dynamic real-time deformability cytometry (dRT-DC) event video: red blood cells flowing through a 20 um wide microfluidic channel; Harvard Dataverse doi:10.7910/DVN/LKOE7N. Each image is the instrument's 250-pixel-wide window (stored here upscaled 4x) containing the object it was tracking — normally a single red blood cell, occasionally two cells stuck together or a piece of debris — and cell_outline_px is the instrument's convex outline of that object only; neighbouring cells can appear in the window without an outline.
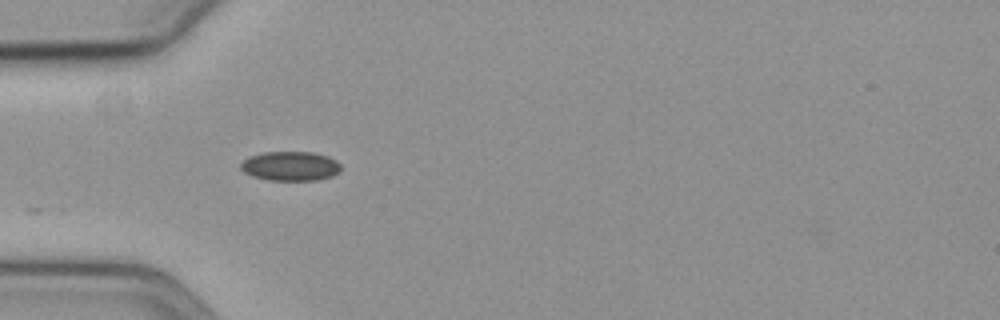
{"species": "common noctule bat (a hibernating species)", "species_latin": "Nyctalus noctula", "temperature_condition": "cold", "stored_images_in_passage": 41, "camera_frame_rate_fps": 3000, "um_per_image_px": 0.085, "animal": {"sex": "female", "body_mass_g": 19.3, "forearm_length_mm": 54.1}, "frame": {"image": 1, "passage_image": 1, "time_ms": 0.0, "image_size_px": [1000, 320], "cell_outline_px": [[340, 172], [332, 176], [316, 180], [268, 180], [252, 176], [244, 172], [240, 168], [240, 164], [248, 156], [264, 152], [312, 152], [328, 156], [336, 160], [340, 164]], "centroid_in_image_um": [24.68, 14.11], "position_along_channel_um": 60.3, "area_um2": 17.22}}
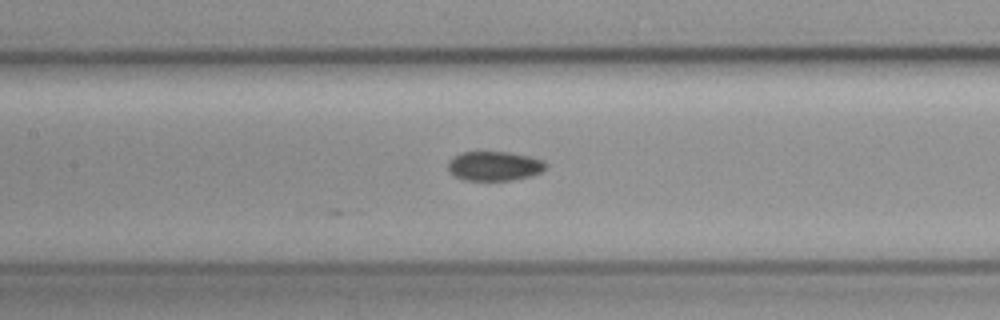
{"frame": {"image": 2, "passage_image": 10, "time_ms": 3.0, "image_size_px": [1000, 320], "cell_outline_px": [[548, 164], [540, 172], [532, 176], [512, 180], [464, 180], [456, 176], [448, 168], [448, 160], [460, 152], [508, 152], [528, 156], [544, 160]], "centroid_in_image_um": [42.03, 14.1], "position_along_channel_um": 165.4, "area_um2": 16.7}}
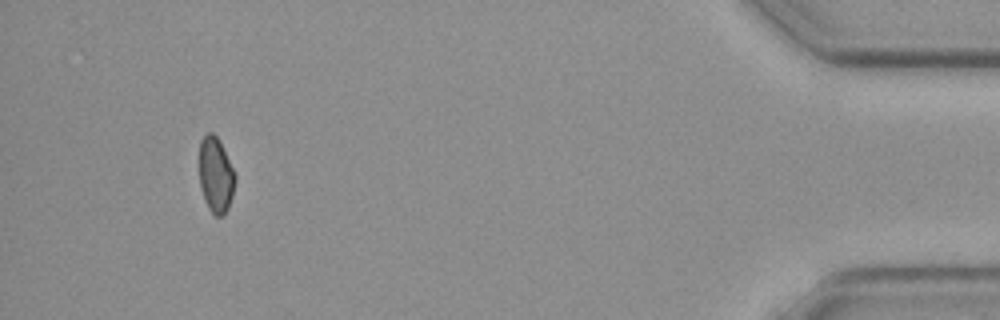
{"frame": {"image": 3, "passage_image": 37, "time_ms": 12.0, "image_size_px": [1000, 320], "cell_outline_px": [[236, 180], [232, 196], [228, 208], [224, 216], [216, 216], [208, 208], [200, 188], [200, 140], [208, 132], [212, 132], [220, 140], [236, 176]], "centroid_in_image_um": [18.35, 14.87], "position_along_channel_um": 416.9, "area_um2": 15.78}}